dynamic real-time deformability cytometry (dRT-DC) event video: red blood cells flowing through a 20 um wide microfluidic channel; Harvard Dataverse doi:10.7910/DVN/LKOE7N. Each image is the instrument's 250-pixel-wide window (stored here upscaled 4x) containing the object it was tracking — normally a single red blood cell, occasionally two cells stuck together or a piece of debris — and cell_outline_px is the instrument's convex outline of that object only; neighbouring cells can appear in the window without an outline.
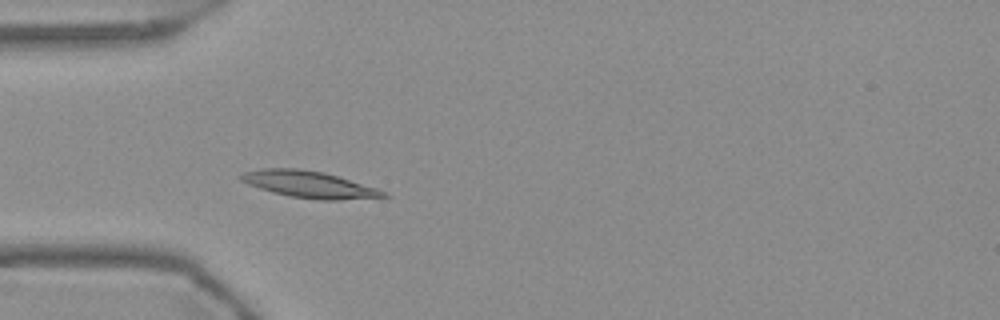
{"species": "Egyptian fruit bat (a non-hibernating species)", "species_latin": "Rousettus aegyptiacus", "temperature_condition": "warm", "stored_images_in_passage": 40, "camera_frame_rate_fps": 3000, "um_per_image_px": 0.085, "frame": {"image": 1, "passage_image": 1, "time_ms": 0.0, "image_size_px": [1000, 320], "cell_outline_px": [[392, 196], [340, 200], [320, 200], [292, 196], [272, 192], [248, 184], [240, 180], [236, 176], [244, 172], [260, 168], [300, 168], [324, 172], [376, 188], [388, 192]], "centroid_in_image_um": [26.27, 15.67], "position_along_channel_um": 58.7, "area_um2": 22.2}}
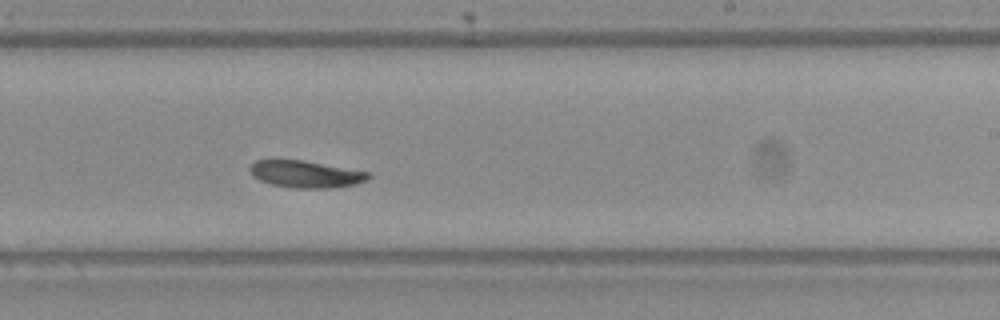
{"frame": {"image": 2, "passage_image": 18, "time_ms": 5.667, "image_size_px": [1000, 320], "cell_outline_px": [[372, 176], [368, 180], [356, 184], [332, 188], [296, 188], [272, 184], [260, 180], [252, 176], [248, 168], [256, 160], [304, 160], [368, 172]], "centroid_in_image_um": [26.0, 14.8], "position_along_channel_um": 263.0, "area_um2": 18.61}}
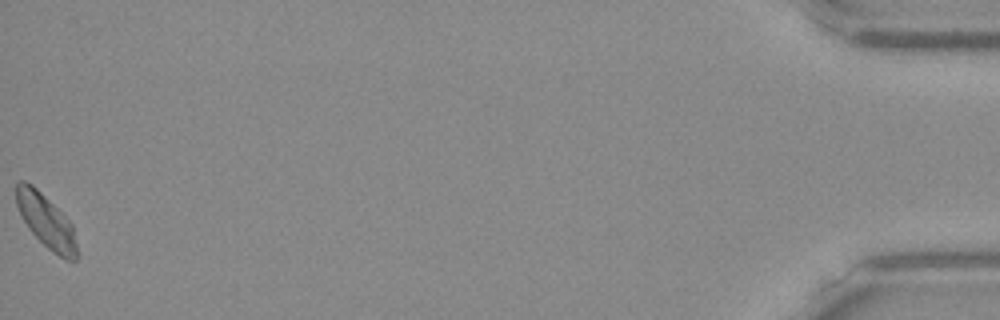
{"frame": {"image": 3, "passage_image": 40, "time_ms": 13.0, "image_size_px": [1000, 320], "cell_outline_px": [[76, 260], [64, 260], [52, 252], [28, 228], [16, 204], [16, 184], [20, 180], [24, 180], [32, 184], [72, 224], [76, 244]], "centroid_in_image_um": [3.9, 18.8], "position_along_channel_um": 431.3, "area_um2": 18.38}, "authors_computed_cell_mechanics": {"area_um2": 18.7272, "velocity_mm_per_s": 3.674, "shape_relaxation_time_tau1_ms": 10.8314, "shape_relaxation_time_tau2_ms": null, "deformation_change_tau1": 0.1987, "deformation_change_tau2": null}}